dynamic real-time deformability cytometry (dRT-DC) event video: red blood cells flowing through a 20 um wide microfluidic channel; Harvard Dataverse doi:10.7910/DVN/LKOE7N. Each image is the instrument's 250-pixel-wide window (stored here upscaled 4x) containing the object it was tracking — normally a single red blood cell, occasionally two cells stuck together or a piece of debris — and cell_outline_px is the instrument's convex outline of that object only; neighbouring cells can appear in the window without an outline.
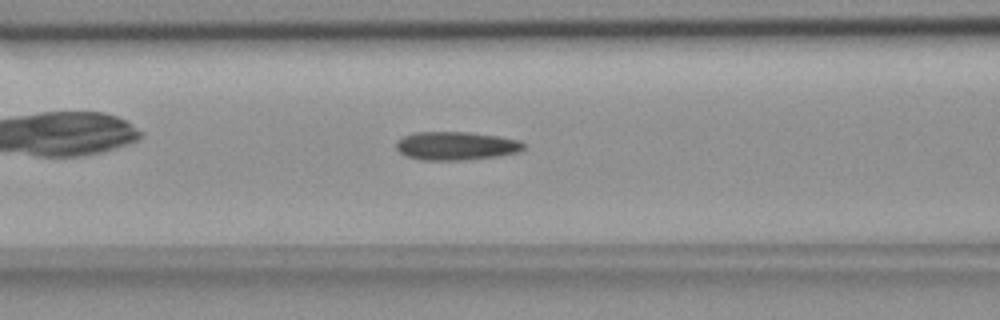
{"species": "common noctule bat (a hibernating species)", "species_latin": "Nyctalus noctula", "temperature_condition": "room temperature", "stored_images_in_passage": 54, "camera_frame_rate_fps": 3000, "um_per_image_px": 0.085, "animal": {"sex": "female", "body_mass_g": 18.4}, "frame": {"image": 1, "passage_image": 21, "time_ms": 6.667, "image_size_px": [1000, 320], "cell_outline_px": [[524, 148], [520, 152], [500, 156], [464, 160], [420, 160], [404, 156], [396, 148], [396, 144], [404, 136], [416, 132], [468, 132], [496, 136], [520, 140], [524, 144]], "centroid_in_image_um": [38.78, 12.41], "position_along_channel_um": 127.8, "area_um2": 21.15}}
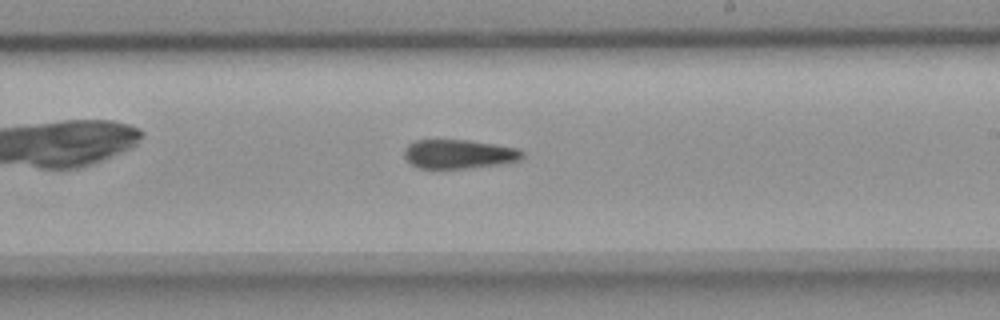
{"frame": {"image": 2, "passage_image": 31, "time_ms": 10.0, "image_size_px": [1000, 320], "cell_outline_px": [[524, 156], [520, 160], [500, 164], [468, 168], [420, 168], [412, 164], [404, 156], [404, 148], [408, 144], [416, 140], [468, 140], [496, 144], [520, 148], [524, 152]], "centroid_in_image_um": [39.04, 13.08], "position_along_channel_um": 250.0, "area_um2": 20.06}}
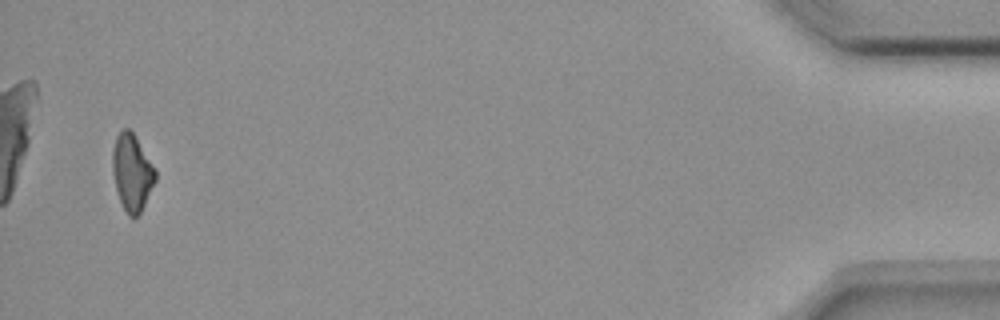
{"frame": {"image": 3, "passage_image": 52, "time_ms": 17.0, "image_size_px": [1000, 320], "cell_outline_px": [[156, 180], [140, 212], [136, 216], [128, 216], [120, 200], [116, 188], [112, 172], [112, 152], [116, 136], [124, 128], [128, 128], [132, 132], [156, 168]], "centroid_in_image_um": [11.22, 14.63], "position_along_channel_um": 424.0, "area_um2": 18.9}, "authors_computed_cell_mechanics": {"area_um2": 20.1722, "velocity_mm_per_s": 3.6915, "shape_relaxation_time_tau1_ms": null, "shape_relaxation_time_tau2_ms": 5.2431, "deformation_change_tau1": null, "deformation_change_tau2": 0.1363}}